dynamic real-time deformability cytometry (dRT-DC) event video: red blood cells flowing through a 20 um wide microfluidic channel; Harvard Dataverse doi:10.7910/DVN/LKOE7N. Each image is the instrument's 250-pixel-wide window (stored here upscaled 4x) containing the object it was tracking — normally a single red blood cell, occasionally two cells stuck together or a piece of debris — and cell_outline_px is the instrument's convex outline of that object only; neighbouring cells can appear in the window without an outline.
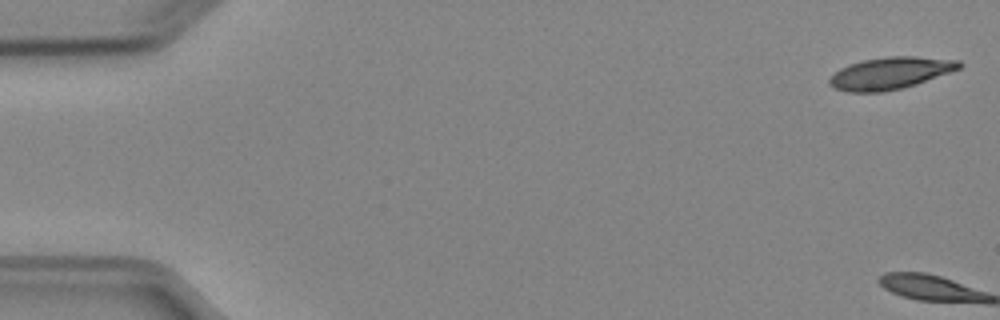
{"species": "Egyptian fruit bat (a non-hibernating species)", "species_latin": "Rousettus aegyptiacus", "temperature_condition": "cold", "stored_images_in_passage": 2, "camera_frame_rate_fps": 3000, "um_per_image_px": 0.085, "animal": {"sex": "female"}, "frame": {"image": 1, "passage_image": 1, "time_ms": 0.0, "image_size_px": [1000, 320], "cell_outline_px": [[964, 64], [960, 68], [916, 84], [900, 88], [880, 92], [848, 92], [836, 88], [828, 84], [828, 80], [840, 68], [848, 64], [864, 60], [888, 56], [916, 56], [960, 60]], "centroid_in_image_um": [75.68, 6.2], "position_along_channel_um": 9.3, "area_um2": 24.04}}